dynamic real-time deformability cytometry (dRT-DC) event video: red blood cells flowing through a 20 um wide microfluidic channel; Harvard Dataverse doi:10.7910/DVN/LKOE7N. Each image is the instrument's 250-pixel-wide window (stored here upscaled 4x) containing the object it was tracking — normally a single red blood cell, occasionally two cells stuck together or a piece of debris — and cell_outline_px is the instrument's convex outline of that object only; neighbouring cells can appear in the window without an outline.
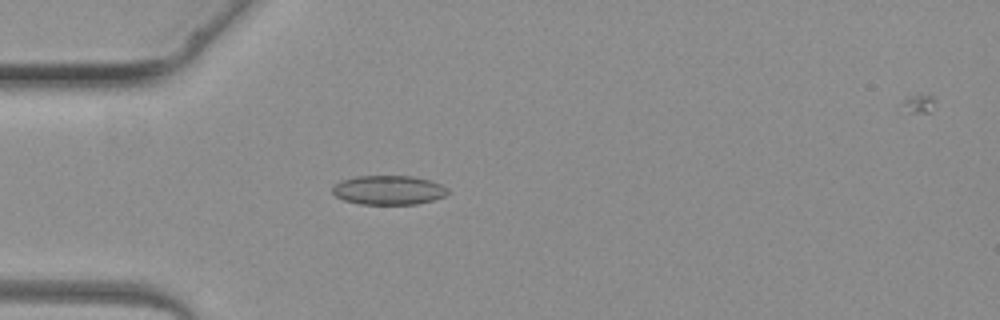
{"species": "common noctule bat (a hibernating species)", "species_latin": "Nyctalus noctula", "temperature_condition": "warm", "stored_images_in_passage": 4, "camera_frame_rate_fps": 3000, "um_per_image_px": 0.085, "animal": {"sex": "female", "body_mass_g": 19.3, "forearm_length_mm": 54.1}, "frame": {"image": 1, "passage_image": 4, "time_ms": 3.667, "image_size_px": [1000, 320], "cell_outline_px": [[452, 192], [444, 196], [432, 200], [416, 204], [360, 204], [344, 200], [336, 196], [332, 192], [332, 184], [340, 180], [356, 176], [412, 176], [428, 180], [440, 184], [448, 188]], "centroid_in_image_um": [33.01, 16.15], "position_along_channel_um": 52.0, "area_um2": 19.77}}